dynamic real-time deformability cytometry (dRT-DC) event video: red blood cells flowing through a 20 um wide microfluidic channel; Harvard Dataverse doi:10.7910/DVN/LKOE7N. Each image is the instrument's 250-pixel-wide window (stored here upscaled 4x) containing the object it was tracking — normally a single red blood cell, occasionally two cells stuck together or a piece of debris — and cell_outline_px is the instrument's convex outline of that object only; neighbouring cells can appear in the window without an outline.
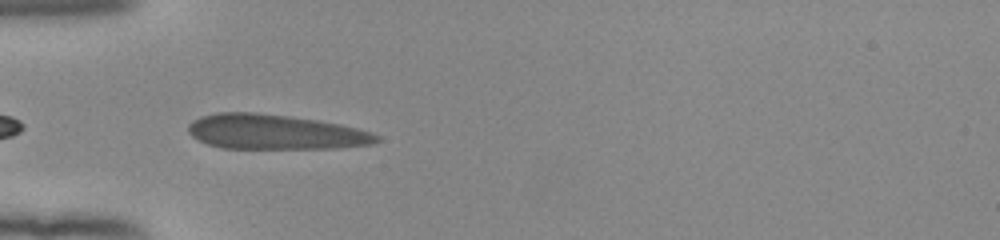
{"species": "human", "species_latin": "Homo sapiens", "temperature_condition": "room temperature", "stored_images_in_passage": 37, "camera_frame_rate_fps": 3000, "um_per_image_px": 0.085, "donor": {"sex": "female"}, "frame": {"image": 1, "passage_image": 2, "time_ms": 0.333, "image_size_px": [1000, 240], "cell_outline_px": [[380, 140], [372, 144], [336, 148], [224, 148], [208, 144], [192, 136], [188, 132], [188, 124], [192, 120], [200, 116], [216, 112], [256, 112], [288, 116], [316, 120], [340, 124], [372, 132], [380, 136]], "centroid_in_image_um": [23.36, 11.21], "position_along_channel_um": 61.6, "area_um2": 38.26}}
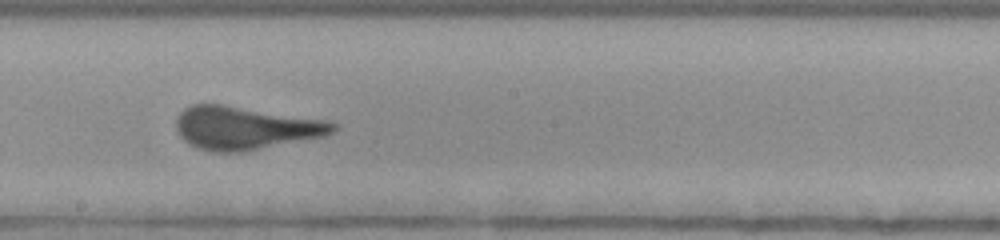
{"frame": {"image": 2, "passage_image": 15, "time_ms": 4.667, "image_size_px": [1000, 240], "cell_outline_px": [[340, 124], [332, 132], [324, 136], [244, 152], [212, 152], [188, 144], [180, 136], [176, 128], [176, 116], [184, 108], [192, 104], [224, 104], [328, 120]], "centroid_in_image_um": [20.84, 10.87], "position_along_channel_um": 227.4, "area_um2": 39.71}}
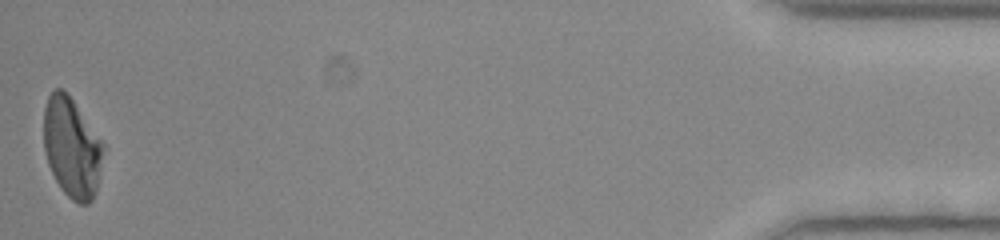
{"frame": {"image": 3, "passage_image": 37, "time_ms": 12.0, "image_size_px": [1000, 240], "cell_outline_px": [[104, 148], [96, 192], [92, 200], [88, 204], [80, 204], [72, 200], [60, 188], [48, 164], [44, 148], [44, 108], [48, 96], [56, 88], [64, 88], [104, 144]], "centroid_in_image_um": [6.1, 12.55], "position_along_channel_um": 429.1, "area_um2": 34.51}}